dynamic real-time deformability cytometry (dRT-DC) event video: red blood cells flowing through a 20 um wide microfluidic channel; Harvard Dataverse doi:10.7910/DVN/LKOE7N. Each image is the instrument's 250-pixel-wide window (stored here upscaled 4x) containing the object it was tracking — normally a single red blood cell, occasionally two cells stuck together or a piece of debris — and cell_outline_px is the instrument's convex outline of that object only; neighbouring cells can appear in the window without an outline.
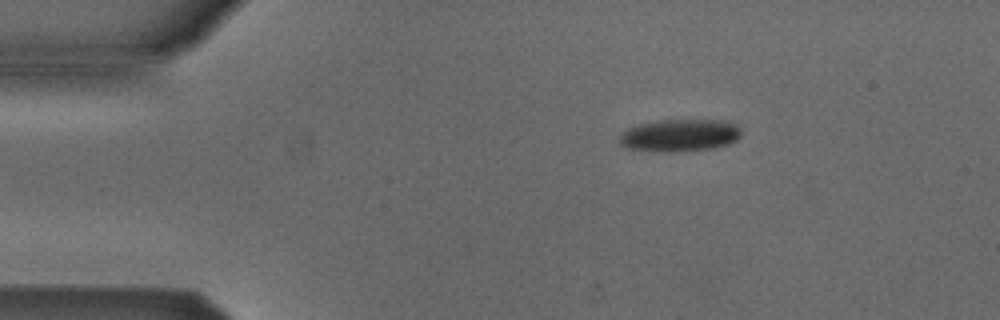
{"species": "Egyptian fruit bat (a non-hibernating species)", "species_latin": "Rousettus aegyptiacus", "temperature_condition": "cold", "stored_images_in_passage": 35, "camera_frame_rate_fps": 3000, "um_per_image_px": 0.085, "animal": {"sex": "male"}, "frame": {"image": 1, "passage_image": 1, "time_ms": 0.0, "image_size_px": [1000, 320], "cell_outline_px": [[740, 136], [736, 140], [728, 144], [712, 148], [672, 152], [628, 148], [620, 144], [620, 136], [628, 128], [640, 124], [660, 120], [728, 120], [736, 124], [740, 128]], "centroid_in_image_um": [57.83, 11.49], "position_along_channel_um": 27.2, "area_um2": 22.72}}
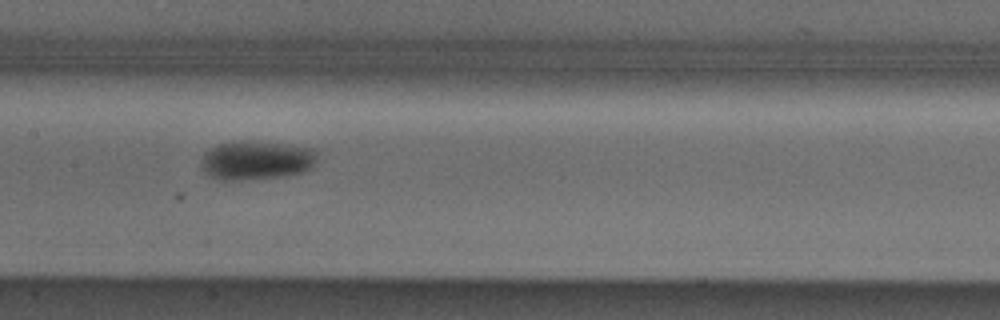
{"frame": {"image": 2, "passage_image": 18, "time_ms": 5.667, "image_size_px": [1000, 320], "cell_outline_px": [[316, 160], [312, 168], [304, 172], [284, 176], [240, 180], [220, 180], [204, 172], [200, 168], [200, 160], [204, 152], [220, 144], [240, 140], [252, 140], [312, 148], [316, 152]], "centroid_in_image_um": [21.76, 13.62], "position_along_channel_um": 185.6, "area_um2": 26.53}}
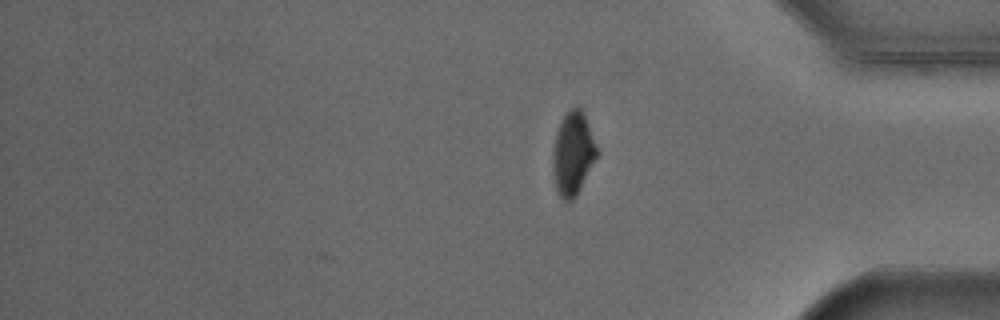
{"frame": {"image": 3, "passage_image": 35, "time_ms": 11.333, "image_size_px": [1000, 320], "cell_outline_px": [[596, 156], [572, 200], [564, 200], [556, 192], [552, 164], [552, 156], [556, 132], [560, 120], [576, 104], [584, 112], [596, 148]], "centroid_in_image_um": [48.64, 13.0], "position_along_channel_um": 386.6, "area_um2": 20.63}, "authors_computed_cell_mechanics": {"area_um2": 24.854, "velocity_mm_per_s": 3.8604, "shape_relaxation_time_tau1_ms": 2.2612, "shape_relaxation_time_tau2_ms": null, "deformation_change_tau1": 0.1008, "deformation_change_tau2": null}}